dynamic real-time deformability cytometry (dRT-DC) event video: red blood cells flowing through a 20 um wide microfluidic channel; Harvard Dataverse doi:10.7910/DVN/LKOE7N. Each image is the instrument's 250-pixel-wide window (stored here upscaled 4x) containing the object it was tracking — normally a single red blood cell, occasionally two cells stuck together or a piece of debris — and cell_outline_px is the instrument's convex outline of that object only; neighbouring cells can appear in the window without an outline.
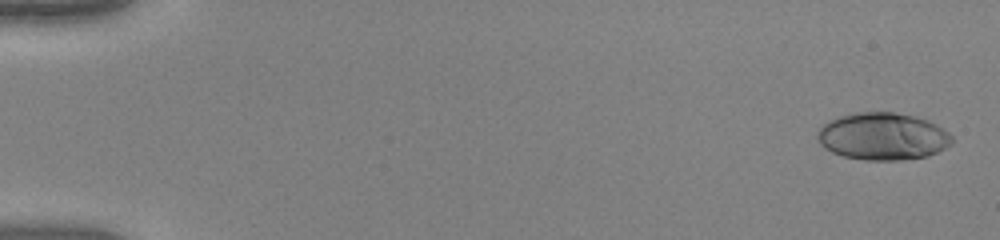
{"species": "human", "species_latin": "Homo sapiens", "temperature_condition": "warm", "stored_images_in_passage": 52, "camera_frame_rate_fps": 3000, "um_per_image_px": 0.085, "donor": {"sex": "female"}, "frame": {"image": 1, "passage_image": 2, "time_ms": 0.333, "image_size_px": [1000, 240], "cell_outline_px": [[952, 144], [928, 156], [904, 160], [864, 160], [844, 156], [832, 152], [824, 148], [820, 144], [816, 136], [816, 132], [828, 120], [840, 116], [856, 112], [892, 112], [916, 116], [928, 120], [936, 124], [948, 132], [952, 136]], "centroid_in_image_um": [75.02, 11.59], "position_along_channel_um": 10.0, "area_um2": 37.28}}
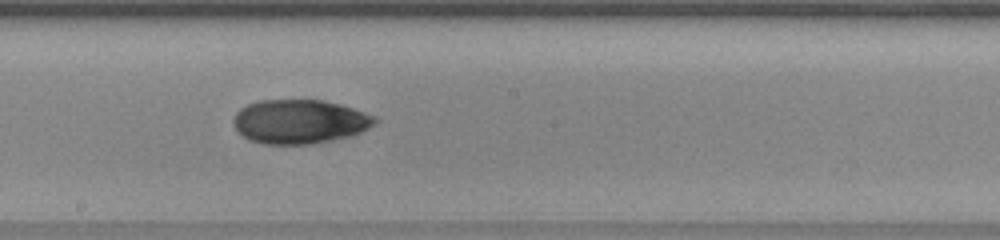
{"frame": {"image": 2, "passage_image": 30, "time_ms": 9.667, "image_size_px": [1000, 240], "cell_outline_px": [[380, 120], [376, 124], [360, 132], [312, 144], [264, 144], [248, 140], [236, 128], [232, 120], [236, 112], [240, 108], [248, 104], [260, 100], [320, 100], [340, 104], [376, 116]], "centroid_in_image_um": [25.45, 10.33], "position_along_channel_um": 222.7, "area_um2": 36.13}}
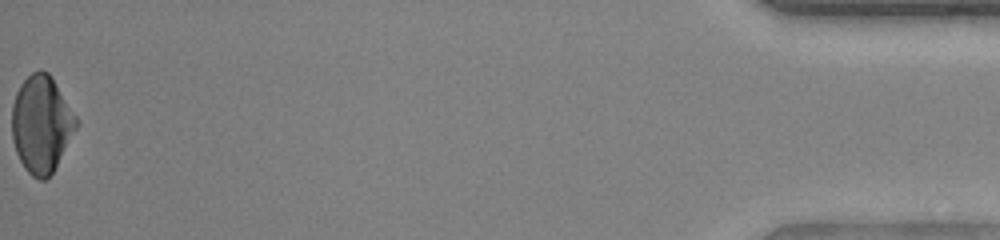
{"frame": {"image": 3, "passage_image": 52, "time_ms": 17.0, "image_size_px": [1000, 240], "cell_outline_px": [[80, 120], [76, 128], [52, 172], [44, 180], [40, 180], [32, 176], [24, 168], [16, 152], [12, 140], [12, 104], [16, 92], [20, 84], [32, 72], [40, 68], [48, 72], [52, 76]], "centroid_in_image_um": [3.52, 10.5], "position_along_channel_um": 431.7, "area_um2": 36.47}, "authors_computed_cell_mechanics": {"area_um2": 36.0961, "velocity_mm_per_s": 4.0838, "shape_relaxation_time_tau1_ms": null, "shape_relaxation_time_tau2_ms": 2.1442, "deformation_change_tau1": null, "deformation_change_tau2": 0.0538}}